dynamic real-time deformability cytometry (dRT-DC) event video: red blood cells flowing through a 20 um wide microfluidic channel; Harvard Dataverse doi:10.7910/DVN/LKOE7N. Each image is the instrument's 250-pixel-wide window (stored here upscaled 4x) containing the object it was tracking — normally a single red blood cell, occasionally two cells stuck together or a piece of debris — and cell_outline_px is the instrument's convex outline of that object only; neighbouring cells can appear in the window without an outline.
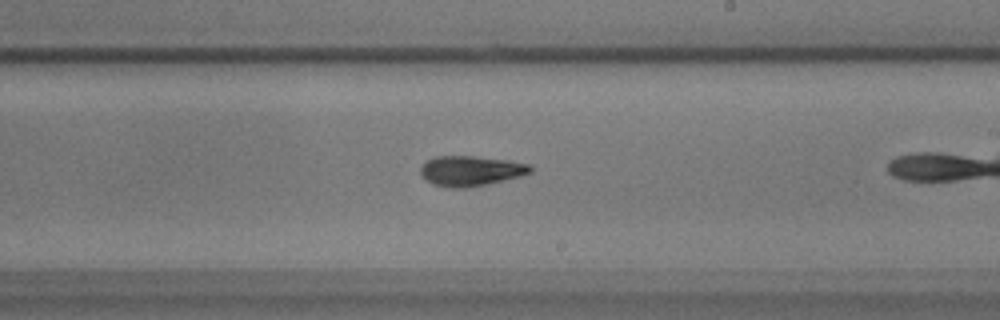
{"species": "common noctule bat (a hibernating species)", "species_latin": "Nyctalus noctula", "temperature_condition": "warm", "stored_images_in_passage": 28, "camera_frame_rate_fps": 3000, "um_per_image_px": 0.085, "animal": {"sex": "male", "body_mass_g": 17.9}, "frame": {"image": 1, "passage_image": 16, "time_ms": 5.0, "image_size_px": [1000, 320], "cell_outline_px": [[532, 172], [520, 176], [488, 184], [464, 188], [452, 188], [432, 184], [420, 172], [420, 168], [424, 160], [436, 156], [472, 156], [508, 160], [528, 164], [532, 168]], "centroid_in_image_um": [39.99, 14.52], "position_along_channel_um": 249.0, "area_um2": 19.25}}
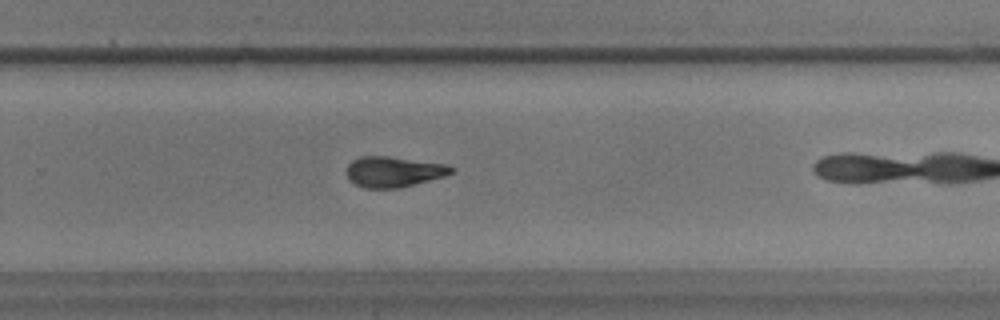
{"frame": {"image": 2, "passage_image": 20, "time_ms": 6.333, "image_size_px": [1000, 320], "cell_outline_px": [[456, 168], [452, 172], [444, 176], [400, 188], [364, 188], [348, 180], [348, 164], [352, 160], [360, 156], [388, 156], [440, 164]], "centroid_in_image_um": [33.41, 14.6], "position_along_channel_um": 296.4, "area_um2": 18.32}}